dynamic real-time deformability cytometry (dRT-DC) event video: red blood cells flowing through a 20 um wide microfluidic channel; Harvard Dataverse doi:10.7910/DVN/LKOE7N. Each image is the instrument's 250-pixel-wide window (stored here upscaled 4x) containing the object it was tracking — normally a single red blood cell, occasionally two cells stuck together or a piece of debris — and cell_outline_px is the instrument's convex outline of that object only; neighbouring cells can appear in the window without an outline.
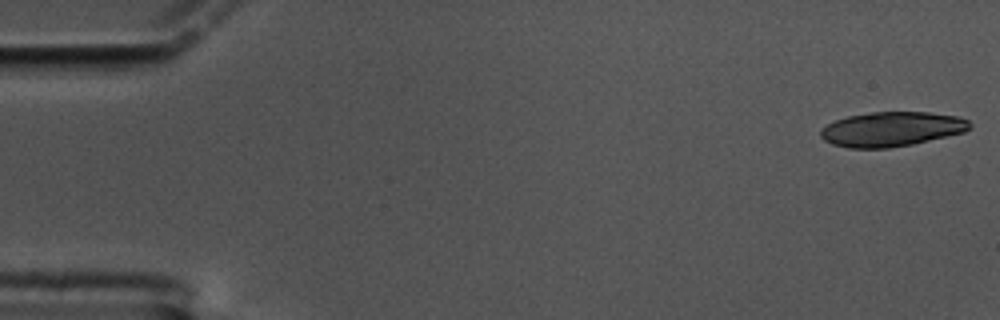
{"species": "common noctule bat (a hibernating species)", "species_latin": "Nyctalus noctula", "temperature_condition": "cold", "stored_images_in_passage": 59, "segment_of_instrument_passage": [1, 2], "camera_frame_rate_fps": 3000, "um_per_image_px": 0.085, "animal": {"sex": "male", "body_mass_g": 17.5, "forearm_length_mm": 52.3}, "frame": {"image": 1, "passage_image": 1, "time_ms": 0.0, "image_size_px": [1000, 320], "cell_outline_px": [[972, 128], [964, 132], [912, 144], [888, 148], [848, 148], [832, 144], [824, 140], [820, 136], [820, 128], [836, 120], [848, 116], [872, 112], [928, 112], [960, 116], [968, 120], [972, 124]], "centroid_in_image_um": [75.8, 10.97], "position_along_channel_um": 9.2, "area_um2": 30.17}}